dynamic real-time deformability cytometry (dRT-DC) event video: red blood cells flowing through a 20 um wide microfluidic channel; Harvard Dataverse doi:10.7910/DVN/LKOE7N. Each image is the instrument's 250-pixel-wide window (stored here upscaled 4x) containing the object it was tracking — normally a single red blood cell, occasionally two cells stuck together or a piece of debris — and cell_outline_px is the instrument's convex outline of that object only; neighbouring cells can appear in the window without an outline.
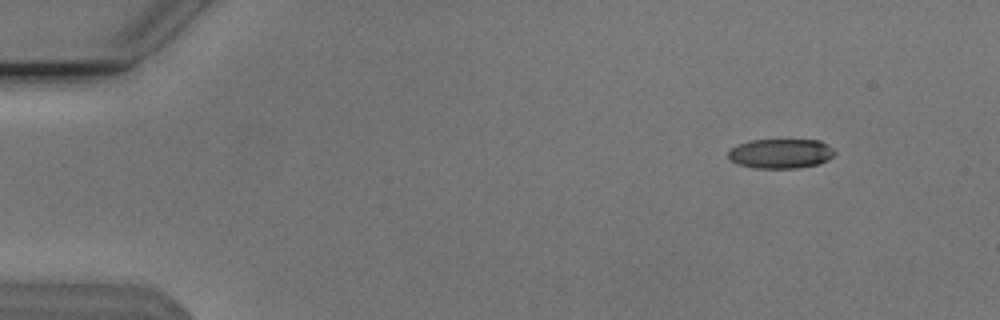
{"species": "Egyptian fruit bat (a non-hibernating species)", "species_latin": "Rousettus aegyptiacus", "temperature_condition": "cold", "stored_images_in_passage": 49, "camera_frame_rate_fps": 3000, "um_per_image_px": 0.085, "animal": {"sex": "male"}, "frame": {"image": 1, "passage_image": 1, "time_ms": 0.0, "image_size_px": [1000, 320], "cell_outline_px": [[836, 152], [828, 160], [820, 164], [796, 168], [752, 168], [736, 164], [728, 156], [728, 152], [732, 148], [740, 144], [752, 140], [820, 140], [828, 144]], "centroid_in_image_um": [66.39, 13.06], "position_along_channel_um": 18.6, "area_um2": 18.38}}
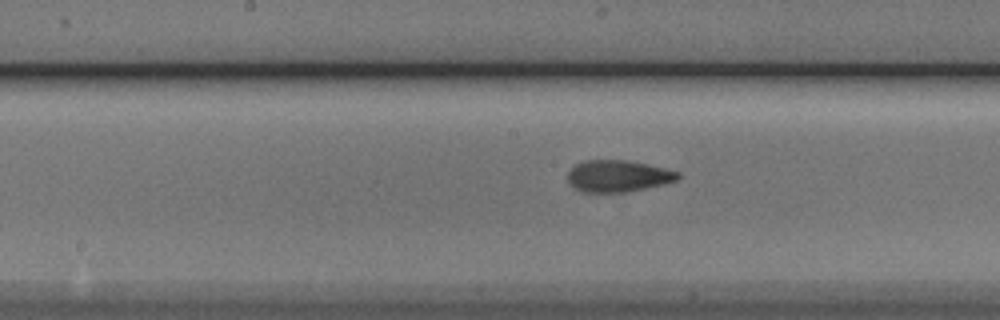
{"frame": {"image": 2, "passage_image": 23, "time_ms": 7.333, "image_size_px": [1000, 320], "cell_outline_px": [[680, 180], [664, 184], [628, 192], [580, 192], [568, 184], [568, 172], [576, 164], [584, 160], [628, 160], [648, 164], [680, 172]], "centroid_in_image_um": [52.54, 14.97], "position_along_channel_um": 195.7, "area_um2": 20.63}}
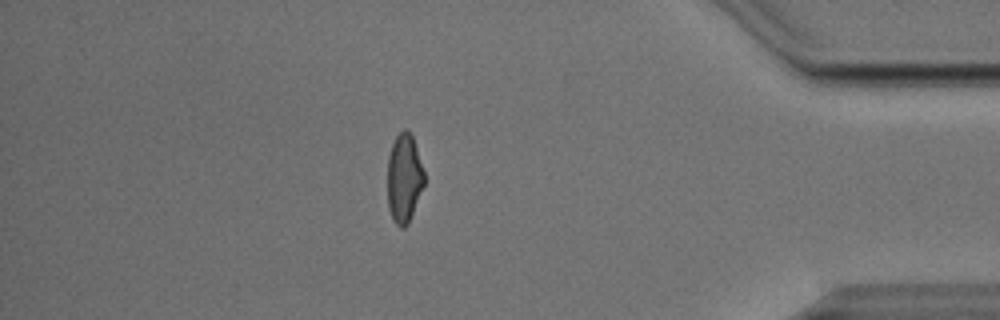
{"frame": {"image": 3, "passage_image": 42, "time_ms": 13.667, "image_size_px": [1000, 320], "cell_outline_px": [[424, 184], [408, 224], [404, 228], [400, 228], [392, 220], [388, 208], [388, 156], [392, 144], [396, 136], [404, 128], [408, 128], [412, 136], [424, 172]], "centroid_in_image_um": [34.33, 15.16], "position_along_channel_um": 400.9, "area_um2": 18.96}, "authors_computed_cell_mechanics": {"area_um2": 19.8832, "velocity_mm_per_s": 3.8228, "shape_relaxation_time_tau1_ms": 4.1346, "shape_relaxation_time_tau2_ms": 2.0651, "deformation_change_tau1": 0.1501, "deformation_change_tau2": 0.0861}}